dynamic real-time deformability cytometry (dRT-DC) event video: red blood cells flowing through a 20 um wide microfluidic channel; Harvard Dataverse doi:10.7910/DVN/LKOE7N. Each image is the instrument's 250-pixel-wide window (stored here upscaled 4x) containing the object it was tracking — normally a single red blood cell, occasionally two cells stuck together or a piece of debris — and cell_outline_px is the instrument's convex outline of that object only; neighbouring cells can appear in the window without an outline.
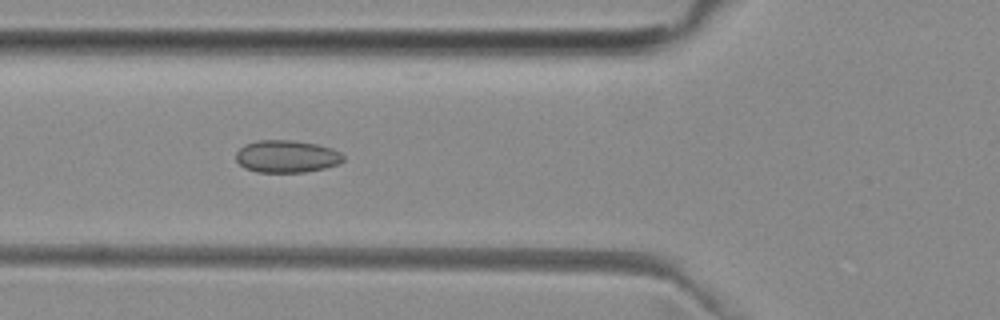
{"species": "common noctule bat (a hibernating species)", "species_latin": "Nyctalus noctula", "temperature_condition": "room temperature", "stored_images_in_passage": 51, "camera_frame_rate_fps": 3000, "um_per_image_px": 0.085, "animal": {"sex": "female", "body_mass_g": 29.2, "forearm_length_mm": 56.3}, "frame": {"image": 1, "passage_image": 18, "time_ms": 5.667, "image_size_px": [1000, 320], "cell_outline_px": [[344, 160], [340, 164], [324, 168], [304, 172], [256, 172], [244, 168], [236, 160], [236, 152], [244, 144], [256, 140], [292, 140], [316, 144], [332, 148], [340, 152], [344, 156]], "centroid_in_image_um": [24.36, 13.29], "position_along_channel_um": 101.4, "area_um2": 20.4}}
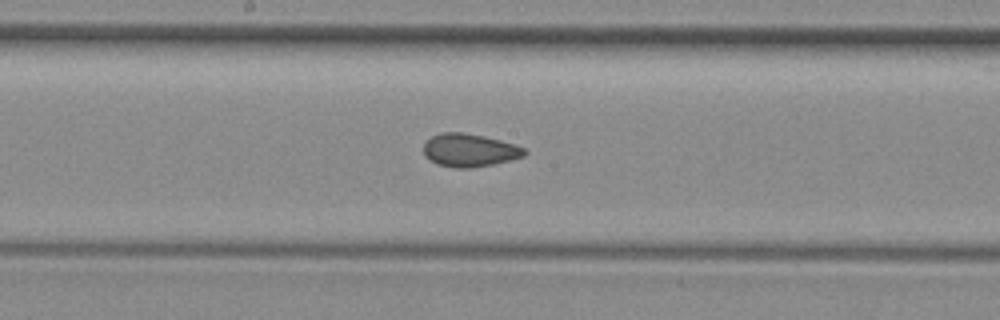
{"frame": {"image": 2, "passage_image": 26, "time_ms": 8.333, "image_size_px": [1000, 320], "cell_outline_px": [[528, 152], [524, 156], [492, 164], [472, 168], [456, 168], [436, 164], [428, 160], [424, 156], [424, 144], [432, 136], [440, 132], [464, 132], [484, 136], [516, 144], [524, 148]], "centroid_in_image_um": [39.89, 12.77], "position_along_channel_um": 208.3, "area_um2": 19.54}}
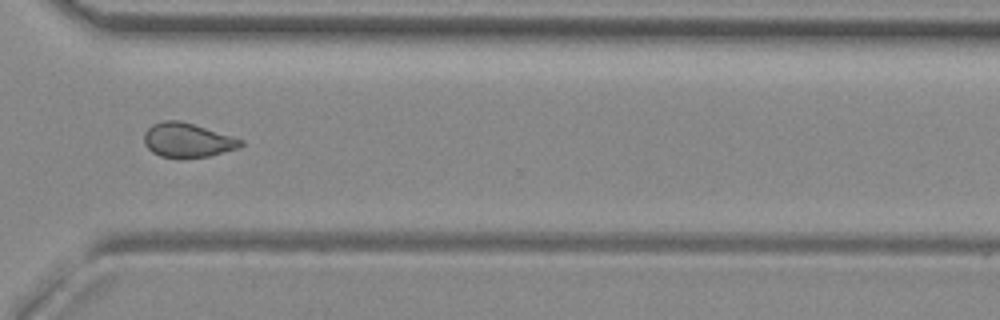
{"frame": {"image": 3, "passage_image": 37, "time_ms": 12.0, "image_size_px": [1000, 320], "cell_outline_px": [[244, 144], [236, 148], [208, 156], [160, 156], [152, 152], [144, 144], [144, 132], [152, 124], [164, 120], [180, 120], [232, 136], [244, 140]], "centroid_in_image_um": [15.9, 11.88], "position_along_channel_um": 354.7, "area_um2": 18.84}, "authors_computed_cell_mechanics": {"area_um2": 19.8254, "velocity_mm_per_s": 4.0032, "shape_relaxation_time_tau1_ms": null, "shape_relaxation_time_tau2_ms": 1.8341, "deformation_change_tau1": null, "deformation_change_tau2": 0.076}}